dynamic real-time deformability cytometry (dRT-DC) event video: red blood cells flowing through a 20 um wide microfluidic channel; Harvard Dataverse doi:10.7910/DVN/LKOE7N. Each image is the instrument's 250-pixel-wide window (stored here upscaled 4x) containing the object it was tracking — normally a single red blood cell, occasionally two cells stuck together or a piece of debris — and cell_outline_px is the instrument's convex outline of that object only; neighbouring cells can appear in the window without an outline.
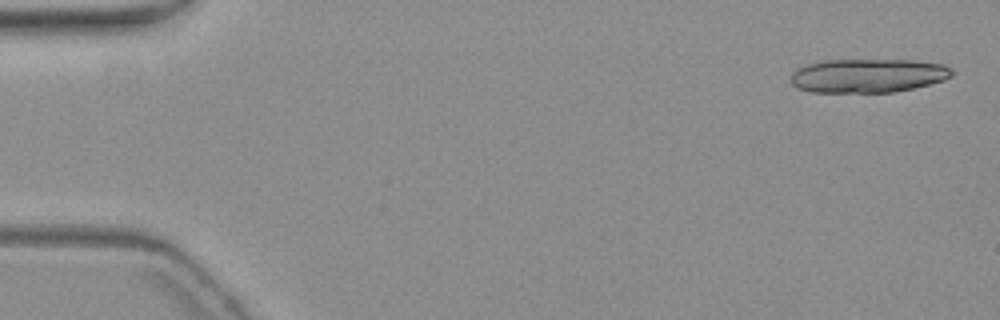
{"species": "common noctule bat (a hibernating species)", "species_latin": "Nyctalus noctula", "temperature_condition": "warm", "stored_images_in_passage": 2, "camera_frame_rate_fps": 3000, "um_per_image_px": 0.085, "animal": {"sex": "female", "body_mass_g": 19.3, "forearm_length_mm": 54.1}, "frame": {"image": 1, "passage_image": 1, "time_ms": 0.0, "image_size_px": [1000, 320], "cell_outline_px": [[952, 76], [944, 80], [896, 92], [812, 92], [800, 88], [792, 84], [792, 72], [796, 68], [808, 64], [824, 60], [912, 60], [944, 64], [952, 68]], "centroid_in_image_um": [73.79, 6.42], "position_along_channel_um": 11.2, "area_um2": 31.73}}